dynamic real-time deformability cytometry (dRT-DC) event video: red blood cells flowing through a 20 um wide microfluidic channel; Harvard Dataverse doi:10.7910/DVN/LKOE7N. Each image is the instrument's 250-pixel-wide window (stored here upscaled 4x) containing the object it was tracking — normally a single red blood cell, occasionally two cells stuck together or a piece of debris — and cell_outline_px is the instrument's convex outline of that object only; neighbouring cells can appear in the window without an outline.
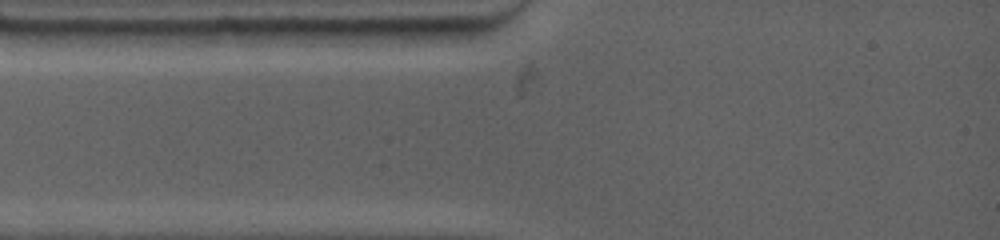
{"species": "common noctule bat (a hibernating species)", "species_latin": "Nyctalus noctula", "temperature_condition": "warm", "stored_images_in_passage": 1, "camera_frame_rate_fps": 4500, "um_per_image_px": 0.085, "animal": {"sex": "female", "body_mass_g": 19.0, "forearm_length_mm": 53.3}, "frame": {"image": 1, "passage_image": 1, "time_ms": 0.0, "image_size_px": [1000, 240], "cell_outline_px": [[176, 32], [168, 48], [52, 48], [32, 32], [76, 28], [88, 28]], "centroid_in_image_um": [8.97, 3.27], "position_along_channel_um": 76.0, "area_um2": 17.28}}